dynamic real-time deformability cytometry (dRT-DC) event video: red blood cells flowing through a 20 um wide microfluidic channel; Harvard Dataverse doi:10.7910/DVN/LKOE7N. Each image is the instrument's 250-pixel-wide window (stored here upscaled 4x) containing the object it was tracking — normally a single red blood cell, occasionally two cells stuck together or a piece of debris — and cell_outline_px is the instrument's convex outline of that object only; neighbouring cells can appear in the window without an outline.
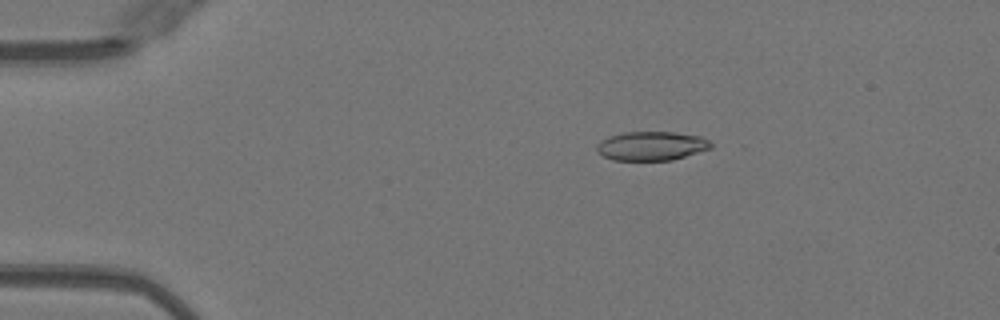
{"species": "Egyptian fruit bat (a non-hibernating species)", "species_latin": "Rousettus aegyptiacus", "temperature_condition": "warm", "stored_images_in_passage": 52, "camera_frame_rate_fps": 3000, "um_per_image_px": 0.085, "animal": {"sex": "female"}, "frame": {"image": 1, "passage_image": 10, "time_ms": 3.0, "image_size_px": [1000, 320], "cell_outline_px": [[712, 148], [672, 160], [612, 160], [596, 152], [596, 144], [600, 140], [608, 136], [624, 132], [672, 132], [700, 136], [708, 140], [712, 144]], "centroid_in_image_um": [55.33, 12.4], "position_along_channel_um": 29.7, "area_um2": 19.36}}
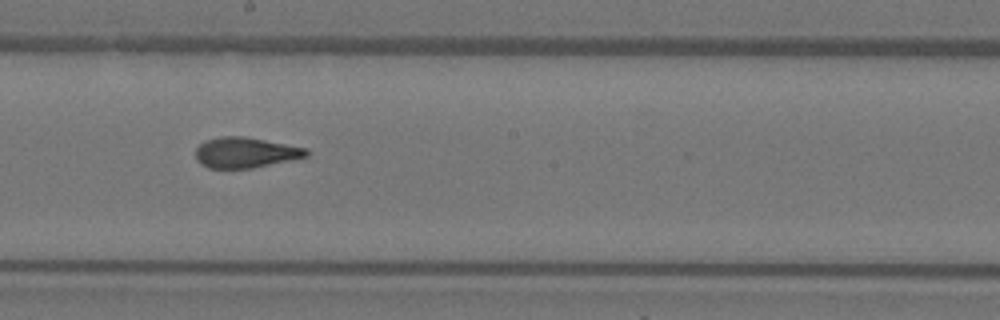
{"frame": {"image": 2, "passage_image": 29, "time_ms": 9.333, "image_size_px": [1000, 320], "cell_outline_px": [[308, 156], [252, 168], [208, 168], [200, 164], [196, 160], [196, 148], [204, 140], [220, 136], [244, 136], [308, 148]], "centroid_in_image_um": [20.83, 12.96], "position_along_channel_um": 227.4, "area_um2": 19.71}}
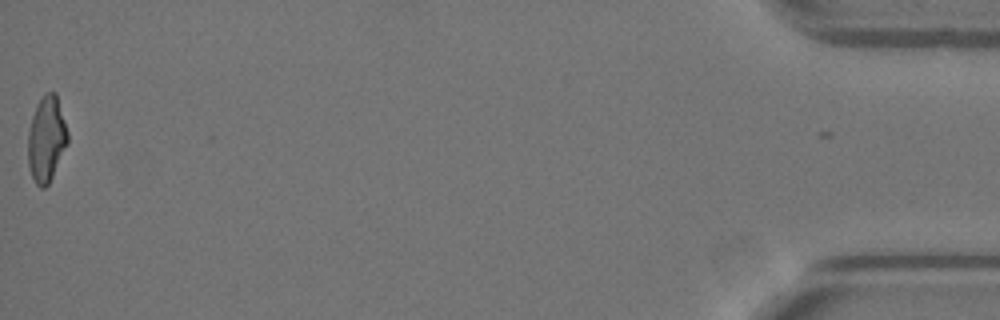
{"frame": {"image": 3, "passage_image": 51, "time_ms": 16.667, "image_size_px": [1000, 320], "cell_outline_px": [[68, 144], [48, 184], [44, 188], [40, 188], [36, 184], [32, 176], [28, 164], [28, 132], [32, 116], [36, 104], [48, 92], [56, 92], [68, 132]], "centroid_in_image_um": [3.95, 11.82], "position_along_channel_um": 431.3, "area_um2": 19.71}, "authors_computed_cell_mechanics": {"area_um2": 20.2878, "velocity_mm_per_s": 4.0666, "shape_relaxation_time_tau1_ms": 9.9642, "shape_relaxation_time_tau2_ms": 1.503, "deformation_change_tau1": 0.3122, "deformation_change_tau2": 0.0898}}